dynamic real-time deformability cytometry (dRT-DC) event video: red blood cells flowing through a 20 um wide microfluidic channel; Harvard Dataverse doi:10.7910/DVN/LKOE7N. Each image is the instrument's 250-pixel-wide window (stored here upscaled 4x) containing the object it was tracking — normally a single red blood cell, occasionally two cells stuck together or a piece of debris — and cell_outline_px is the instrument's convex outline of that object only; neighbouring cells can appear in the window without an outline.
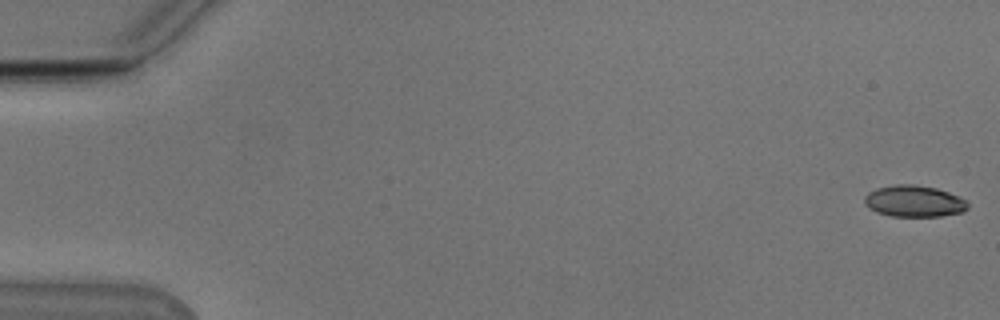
{"species": "Egyptian fruit bat (a non-hibernating species)", "species_latin": "Rousettus aegyptiacus", "temperature_condition": "cold", "stored_images_in_passage": 14, "camera_frame_rate_fps": 3000, "um_per_image_px": 0.085, "animal": {"sex": "male"}, "frame": {"image": 1, "passage_image": 1, "time_ms": 0.0, "image_size_px": [1000, 320], "cell_outline_px": [[968, 208], [964, 212], [940, 216], [888, 216], [876, 212], [868, 208], [864, 204], [864, 196], [868, 192], [876, 188], [896, 184], [912, 184], [936, 188], [948, 192], [968, 200]], "centroid_in_image_um": [77.68, 17.1], "position_along_channel_um": 7.3, "area_um2": 19.19}}